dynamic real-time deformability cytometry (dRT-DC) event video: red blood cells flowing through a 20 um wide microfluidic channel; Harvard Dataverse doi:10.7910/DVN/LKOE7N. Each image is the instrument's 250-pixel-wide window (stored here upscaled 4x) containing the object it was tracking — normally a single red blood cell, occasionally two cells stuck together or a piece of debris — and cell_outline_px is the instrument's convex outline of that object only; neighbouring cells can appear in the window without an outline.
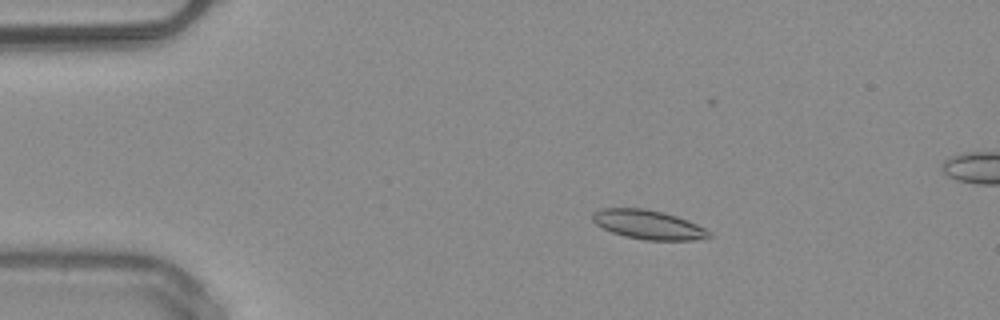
{"species": "common noctule bat (a hibernating species)", "species_latin": "Nyctalus noctula", "temperature_condition": "warm", "stored_images_in_passage": 51, "segment_of_instrument_passage": [1, 2], "camera_frame_rate_fps": 3000, "um_per_image_px": 0.085, "animal": {"sex": "male", "body_mass_g": 20.4}, "frame": {"image": 1, "passage_image": 9, "time_ms": 2.667, "image_size_px": [1000, 320], "cell_outline_px": [[712, 236], [704, 240], [644, 240], [624, 236], [612, 232], [596, 224], [592, 220], [592, 212], [600, 208], [644, 208], [664, 212], [688, 220], [712, 232]], "centroid_in_image_um": [55.13, 19.1], "position_along_channel_um": 29.9, "area_um2": 20.0}}
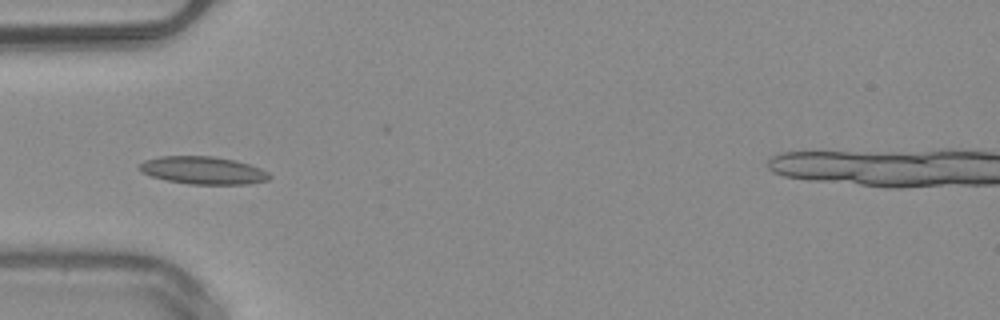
{"frame": {"image": 2, "passage_image": 16, "time_ms": 5.0, "image_size_px": [1000, 320], "cell_outline_px": [[272, 176], [268, 180], [248, 184], [188, 184], [168, 180], [152, 176], [140, 172], [136, 168], [144, 160], [160, 156], [212, 156], [236, 160], [260, 168], [268, 172]], "centroid_in_image_um": [17.24, 14.47], "position_along_channel_um": 67.8, "area_um2": 21.04}}
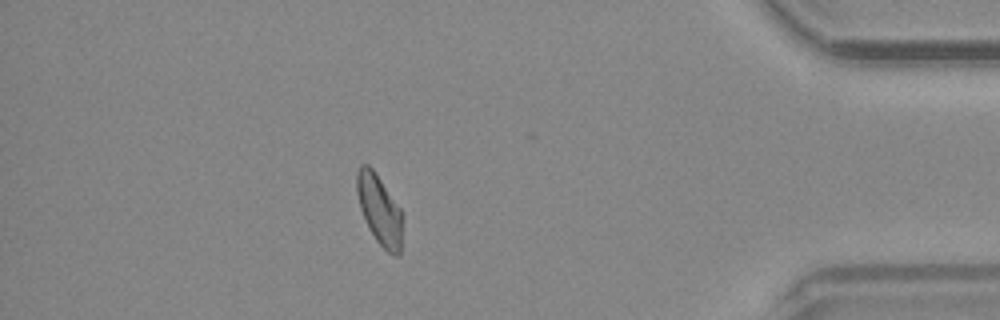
{"frame": {"image": 3, "passage_image": 44, "time_ms": 14.333, "image_size_px": [1000, 320], "cell_outline_px": [[400, 256], [396, 256], [388, 252], [376, 240], [368, 228], [360, 208], [356, 192], [356, 172], [360, 164], [368, 164], [372, 168], [400, 208]], "centroid_in_image_um": [32.19, 17.79], "position_along_channel_um": 403.0, "area_um2": 18.15}}